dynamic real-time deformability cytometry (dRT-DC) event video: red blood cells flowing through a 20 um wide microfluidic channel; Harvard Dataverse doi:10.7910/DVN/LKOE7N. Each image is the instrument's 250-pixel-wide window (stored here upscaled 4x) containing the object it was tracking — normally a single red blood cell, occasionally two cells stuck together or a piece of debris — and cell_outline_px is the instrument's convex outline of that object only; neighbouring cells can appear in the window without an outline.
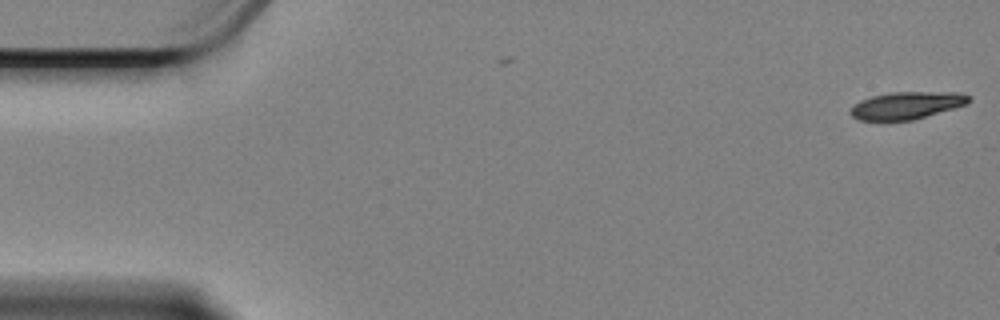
{"species": "Egyptian fruit bat (a non-hibernating species)", "species_latin": "Rousettus aegyptiacus", "temperature_condition": "cold", "stored_images_in_passage": 4, "camera_frame_rate_fps": 3000, "um_per_image_px": 0.085, "animal": {"sex": "female"}, "frame": {"image": 1, "passage_image": 4, "time_ms": 1.0, "image_size_px": [1000, 320], "cell_outline_px": [[972, 100], [968, 104], [912, 120], [860, 120], [852, 116], [848, 112], [860, 100], [872, 96], [888, 92], [956, 92], [972, 96]], "centroid_in_image_um": [77.1, 8.94], "position_along_channel_um": 7.9, "area_um2": 18.84}}